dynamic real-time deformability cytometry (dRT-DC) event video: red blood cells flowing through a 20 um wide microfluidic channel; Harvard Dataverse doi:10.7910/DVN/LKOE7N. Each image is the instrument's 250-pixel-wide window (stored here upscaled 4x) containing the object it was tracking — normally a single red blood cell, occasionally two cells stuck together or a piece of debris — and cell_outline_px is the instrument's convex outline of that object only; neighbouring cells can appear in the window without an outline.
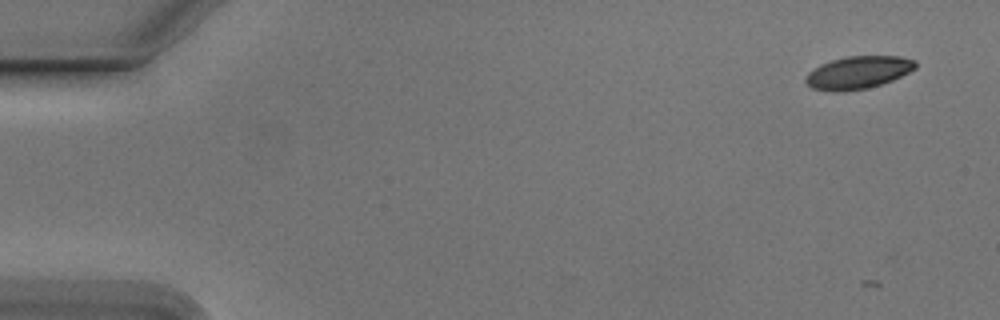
{"species": "Egyptian fruit bat (a non-hibernating species)", "species_latin": "Rousettus aegyptiacus", "temperature_condition": "cold", "stored_images_in_passage": 52, "camera_frame_rate_fps": 3000, "um_per_image_px": 0.085, "animal": {"sex": "male"}, "frame": {"image": 1, "passage_image": 1, "time_ms": 0.0, "image_size_px": [1000, 320], "cell_outline_px": [[916, 68], [892, 80], [868, 88], [812, 88], [804, 80], [808, 72], [820, 64], [832, 60], [848, 56], [900, 56], [916, 60]], "centroid_in_image_um": [73.0, 6.09], "position_along_channel_um": 12.0, "area_um2": 19.94}}
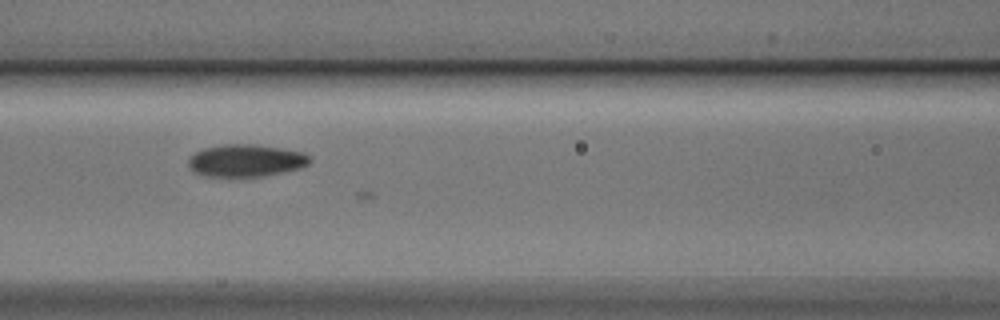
{"frame": {"image": 2, "passage_image": 22, "time_ms": 7.0, "image_size_px": [1000, 320], "cell_outline_px": [[312, 160], [308, 164], [300, 168], [264, 176], [204, 176], [192, 172], [188, 164], [188, 160], [196, 152], [204, 148], [220, 144], [256, 144], [304, 152]], "centroid_in_image_um": [20.89, 13.64], "position_along_channel_um": 145.7, "area_um2": 22.89}}
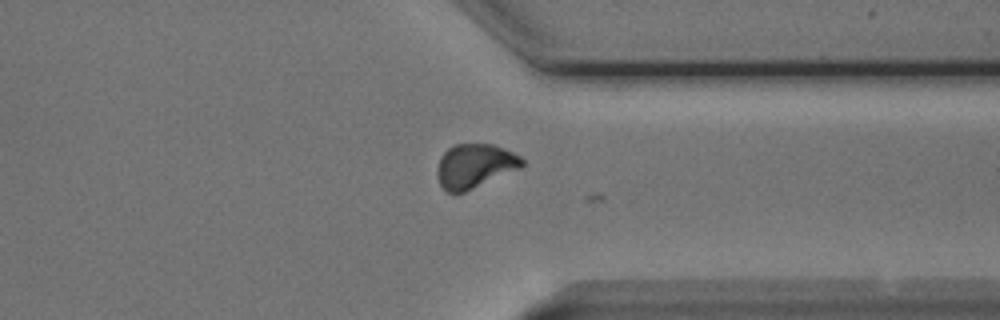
{"frame": {"image": 3, "passage_image": 40, "time_ms": 13.0, "image_size_px": [1000, 320], "cell_outline_px": [[524, 164], [520, 168], [464, 192], [452, 196], [440, 184], [436, 172], [440, 160], [444, 152], [448, 148], [456, 144], [492, 144], [504, 148], [520, 156], [524, 160]], "centroid_in_image_um": [40.34, 14.11], "position_along_channel_um": 371.1, "area_um2": 21.73}}